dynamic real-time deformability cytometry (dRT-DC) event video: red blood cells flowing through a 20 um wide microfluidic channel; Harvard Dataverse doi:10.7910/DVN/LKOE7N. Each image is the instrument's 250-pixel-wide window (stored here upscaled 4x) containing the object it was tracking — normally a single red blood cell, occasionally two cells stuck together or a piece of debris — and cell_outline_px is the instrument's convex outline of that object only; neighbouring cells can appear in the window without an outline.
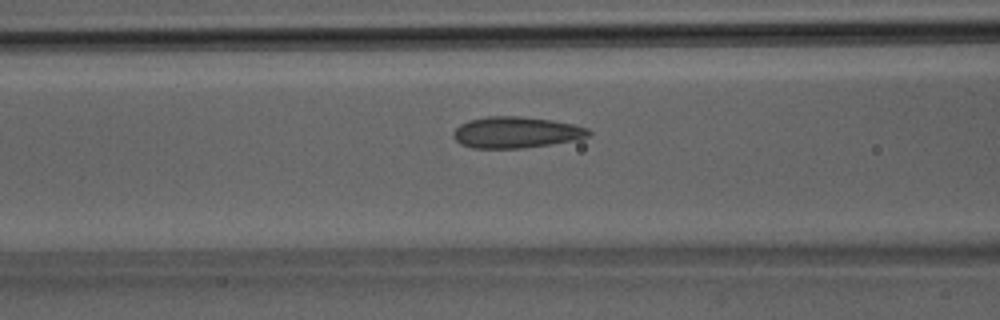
{"species": "Egyptian fruit bat (a non-hibernating species)", "species_latin": "Rousettus aegyptiacus", "temperature_condition": "room temperature", "stored_images_in_passage": 28, "camera_frame_rate_fps": 3000, "um_per_image_px": 0.085, "animal": {"sex": "male"}, "frame": {"image": 1, "passage_image": 6, "time_ms": 1.667, "image_size_px": [1000, 320], "cell_outline_px": [[592, 132], [588, 136], [576, 140], [552, 144], [520, 148], [472, 148], [460, 144], [452, 136], [452, 132], [460, 124], [468, 120], [488, 116], [520, 116], [552, 120], [572, 124], [588, 128]], "centroid_in_image_um": [43.84, 11.25], "position_along_channel_um": 122.8, "area_um2": 24.74}}
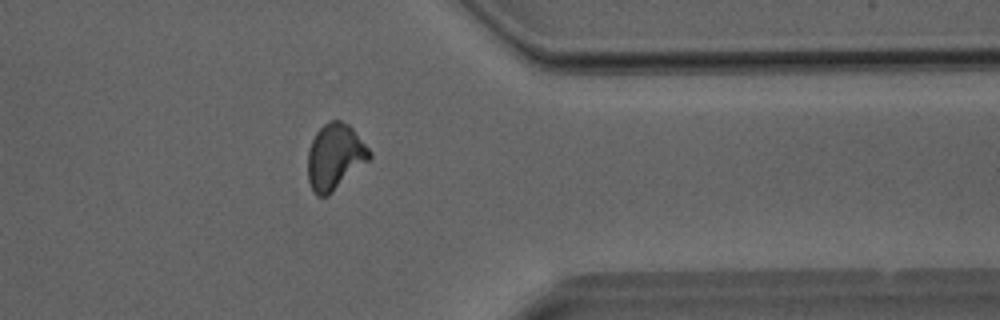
{"frame": {"image": 2, "passage_image": 21, "time_ms": 6.667, "image_size_px": [1000, 320], "cell_outline_px": [[372, 156], [368, 160], [328, 196], [316, 196], [312, 192], [308, 180], [308, 152], [312, 140], [316, 132], [324, 124], [332, 120], [340, 120], [348, 124], [352, 128], [372, 152]], "centroid_in_image_um": [28.45, 13.33], "position_along_channel_um": 383.0, "area_um2": 23.52}}
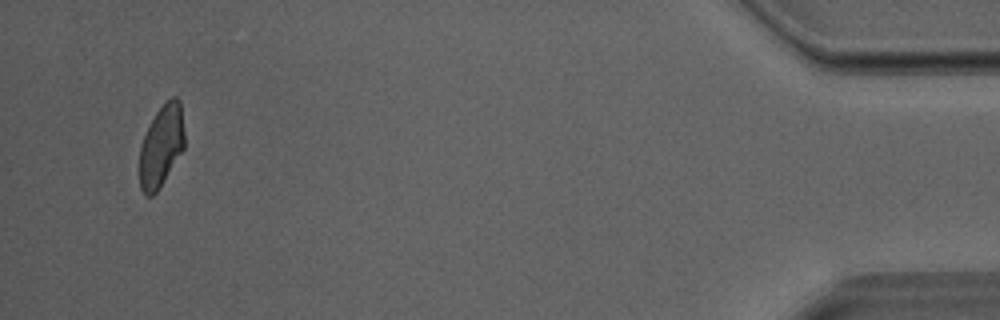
{"frame": {"image": 3, "passage_image": 27, "time_ms": 8.667, "image_size_px": [1000, 320], "cell_outline_px": [[184, 148], [156, 192], [152, 196], [144, 196], [140, 188], [140, 148], [144, 136], [156, 112], [172, 96], [176, 96], [180, 100], [184, 132]], "centroid_in_image_um": [13.71, 12.41], "position_along_channel_um": 421.5, "area_um2": 21.04}}